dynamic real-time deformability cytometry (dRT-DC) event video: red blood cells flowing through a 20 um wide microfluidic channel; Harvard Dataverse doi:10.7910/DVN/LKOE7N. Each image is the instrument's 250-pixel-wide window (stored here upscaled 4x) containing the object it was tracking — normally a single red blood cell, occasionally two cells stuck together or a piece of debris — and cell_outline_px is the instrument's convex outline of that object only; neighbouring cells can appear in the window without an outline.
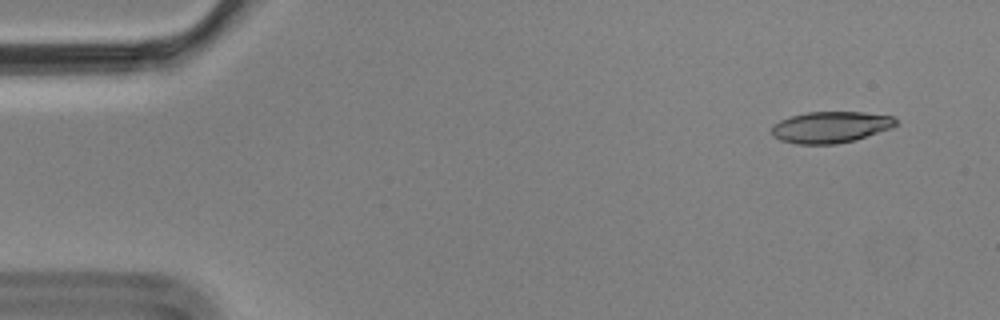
{"species": "Egyptian fruit bat (a non-hibernating species)", "species_latin": "Rousettus aegyptiacus", "temperature_condition": "cold", "stored_images_in_passage": 6, "camera_frame_rate_fps": 3000, "um_per_image_px": 0.085, "animal": {"sex": "male"}, "frame": {"image": 1, "passage_image": 1, "time_ms": 0.0, "image_size_px": [1000, 320], "cell_outline_px": [[896, 124], [892, 128], [852, 140], [836, 144], [796, 144], [780, 140], [772, 136], [772, 124], [788, 116], [808, 112], [864, 112], [892, 116], [896, 120]], "centroid_in_image_um": [70.55, 10.8], "position_along_channel_um": 14.5, "area_um2": 22.66}}
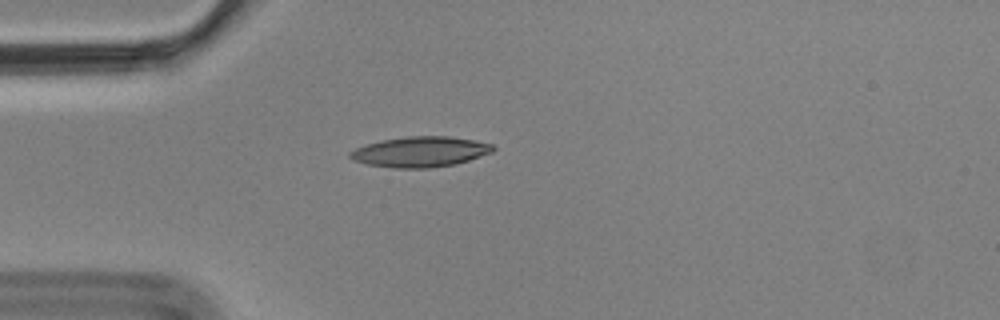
{"frame": {"image": 2, "passage_image": 4, "time_ms": 1.0, "image_size_px": [1000, 320], "cell_outline_px": [[496, 148], [492, 152], [456, 164], [428, 168], [392, 168], [368, 164], [352, 160], [348, 156], [348, 152], [356, 148], [380, 140], [408, 136], [448, 136], [476, 140], [492, 144]], "centroid_in_image_um": [35.71, 12.9], "position_along_channel_um": 49.3, "area_um2": 25.37}}